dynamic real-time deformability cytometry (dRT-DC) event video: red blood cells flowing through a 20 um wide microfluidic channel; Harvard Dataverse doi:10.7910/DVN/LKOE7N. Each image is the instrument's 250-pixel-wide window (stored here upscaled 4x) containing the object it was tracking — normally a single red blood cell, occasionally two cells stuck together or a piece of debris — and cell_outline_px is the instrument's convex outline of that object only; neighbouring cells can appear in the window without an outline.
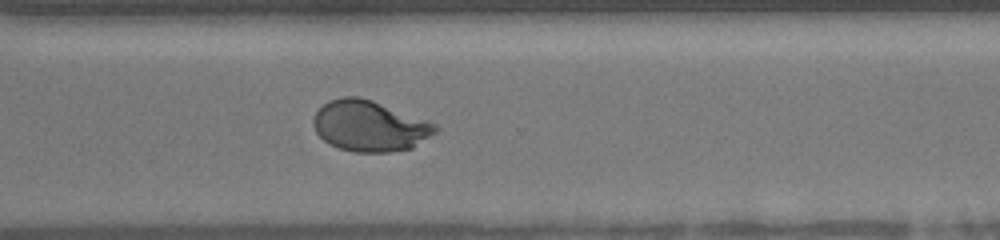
{"species": "human", "species_latin": "Homo sapiens", "temperature_condition": "warm", "stored_images_in_passage": 35, "camera_frame_rate_fps": 3000, "um_per_image_px": 0.085, "donor": {"sex": "female"}, "frame": {"image": 1, "passage_image": 25, "time_ms": 8.0, "image_size_px": [1000, 240], "cell_outline_px": [[440, 128], [436, 132], [412, 148], [388, 152], [356, 152], [340, 148], [328, 144], [316, 132], [312, 124], [312, 120], [316, 112], [328, 100], [344, 96], [360, 96], [372, 100], [436, 124]], "centroid_in_image_um": [31.39, 10.7], "position_along_channel_um": 339.2, "area_um2": 35.95}, "authors_computed_cell_mechanics": {"area_um2": 35.7204, "velocity_mm_per_s": 4.1262, "shape_relaxation_time_tau1_ms": 3.8791, "shape_relaxation_time_tau2_ms": null, "deformation_change_tau1": 0.2135, "deformation_change_tau2": null}}